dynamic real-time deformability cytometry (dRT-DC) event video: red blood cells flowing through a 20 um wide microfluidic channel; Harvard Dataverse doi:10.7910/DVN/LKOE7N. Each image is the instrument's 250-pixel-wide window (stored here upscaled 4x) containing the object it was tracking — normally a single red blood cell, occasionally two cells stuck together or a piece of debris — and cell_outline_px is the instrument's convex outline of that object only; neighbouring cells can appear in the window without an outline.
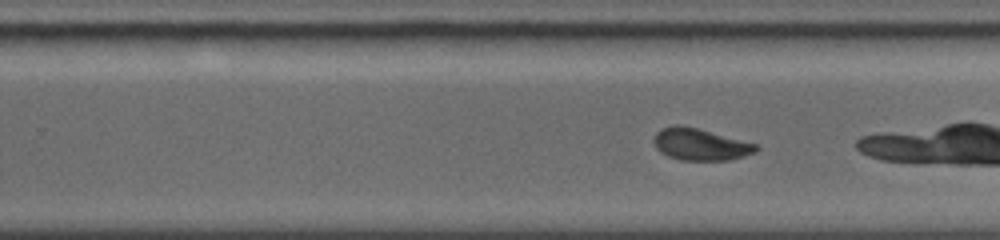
{"species": "common noctule bat (a hibernating species)", "species_latin": "Nyctalus noctula", "temperature_condition": "warm", "stored_images_in_passage": 34, "camera_frame_rate_fps": 5000, "um_per_image_px": 0.085, "animal": {"sex": "female", "body_mass_g": 19.0, "forearm_length_mm": 56.7}, "frame": {"image": 1, "passage_image": 20, "time_ms": 4.6, "image_size_px": [1000, 240], "cell_outline_px": [[760, 148], [756, 152], [728, 160], [680, 160], [668, 156], [660, 152], [656, 148], [652, 140], [656, 132], [660, 128], [672, 124], [680, 124], [760, 144]], "centroid_in_image_um": [59.51, 12.26], "position_along_channel_um": 270.3, "area_um2": 19.25}}